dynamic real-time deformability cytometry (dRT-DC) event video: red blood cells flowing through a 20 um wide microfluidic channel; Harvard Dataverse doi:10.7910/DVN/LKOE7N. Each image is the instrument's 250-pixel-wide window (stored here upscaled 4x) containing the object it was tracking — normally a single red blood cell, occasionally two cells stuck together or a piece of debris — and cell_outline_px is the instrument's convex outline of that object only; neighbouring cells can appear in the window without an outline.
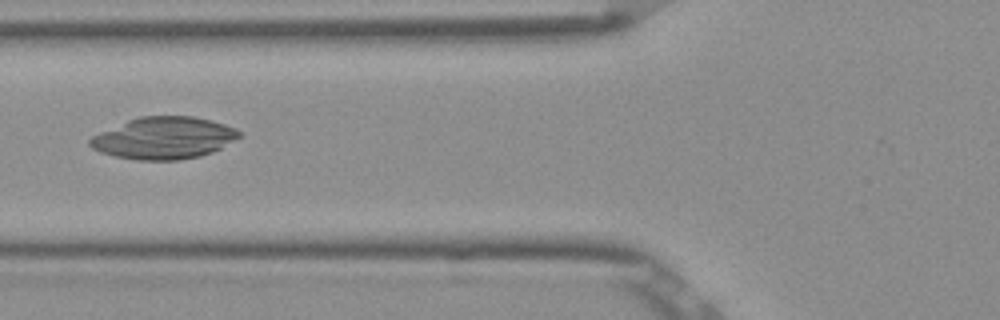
{"species": "Egyptian fruit bat (a non-hibernating species)", "species_latin": "Rousettus aegyptiacus", "temperature_condition": "room temperature", "stored_images_in_passage": 4, "camera_frame_rate_fps": 3000, "um_per_image_px": 0.085, "frame": {"image": 1, "passage_image": 4, "time_ms": 1.0, "image_size_px": [1000, 320], "cell_outline_px": [[240, 136], [220, 148], [212, 152], [200, 156], [180, 160], [140, 160], [116, 156], [100, 152], [92, 148], [88, 144], [88, 140], [92, 136], [100, 132], [128, 120], [140, 116], [192, 116], [212, 120], [236, 128], [240, 132]], "centroid_in_image_um": [13.92, 11.73], "position_along_channel_um": 111.9, "area_um2": 36.36}}